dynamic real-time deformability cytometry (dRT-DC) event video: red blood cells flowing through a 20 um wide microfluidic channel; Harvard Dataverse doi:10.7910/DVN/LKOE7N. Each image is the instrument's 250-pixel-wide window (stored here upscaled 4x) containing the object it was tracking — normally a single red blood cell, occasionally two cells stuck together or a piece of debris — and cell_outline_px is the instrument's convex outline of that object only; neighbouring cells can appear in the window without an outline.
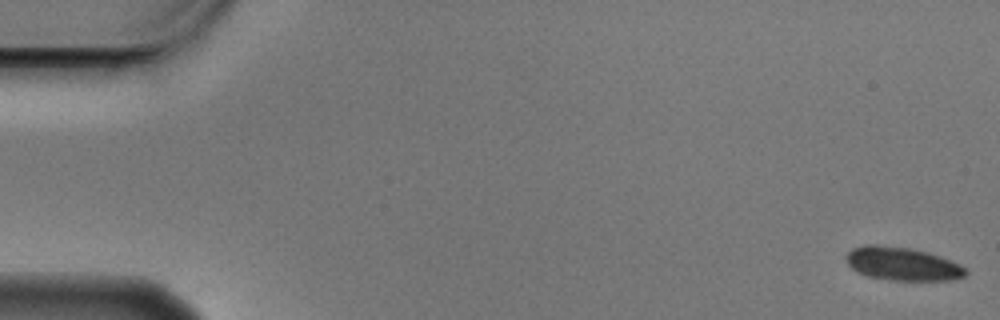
{"species": "Egyptian fruit bat (a non-hibernating species)", "species_latin": "Rousettus aegyptiacus", "temperature_condition": "cold", "stored_images_in_passage": 5, "camera_frame_rate_fps": 3000, "um_per_image_px": 0.085, "animal": {"sex": "male"}, "frame": {"image": 1, "passage_image": 1, "time_ms": 0.0, "image_size_px": [1000, 320], "cell_outline_px": [[968, 272], [964, 276], [952, 280], [892, 280], [868, 276], [852, 268], [848, 264], [844, 256], [852, 248], [868, 244], [876, 244], [912, 248], [928, 252], [960, 264]], "centroid_in_image_um": [76.69, 22.41], "position_along_channel_um": 8.3, "area_um2": 23.12}}
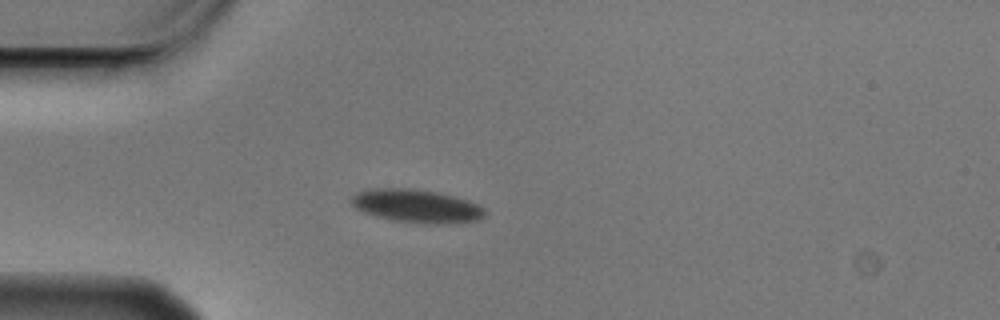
{"frame": {"image": 2, "passage_image": 5, "time_ms": 1.333, "image_size_px": [1000, 320], "cell_outline_px": [[484, 216], [480, 220], [436, 224], [428, 224], [396, 220], [376, 216], [364, 212], [356, 208], [348, 200], [356, 192], [368, 188], [412, 188], [436, 192], [468, 200], [484, 208]], "centroid_in_image_um": [35.36, 17.5], "position_along_channel_um": 49.6, "area_um2": 25.72}}